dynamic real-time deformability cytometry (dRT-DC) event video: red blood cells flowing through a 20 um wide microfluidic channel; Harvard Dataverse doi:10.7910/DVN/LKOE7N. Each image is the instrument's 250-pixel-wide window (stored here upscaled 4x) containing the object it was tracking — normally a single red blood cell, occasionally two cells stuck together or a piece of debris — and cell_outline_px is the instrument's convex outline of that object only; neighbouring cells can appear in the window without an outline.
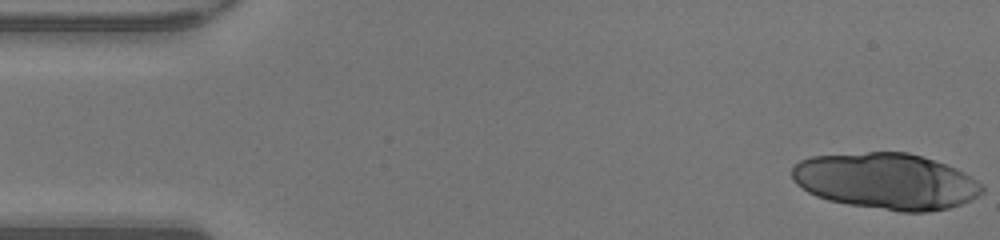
{"species": "human", "species_latin": "Homo sapiens", "temperature_condition": "warm", "stored_images_in_passage": 17, "camera_frame_rate_fps": 3000, "um_per_image_px": 0.085, "donor": {"sex": "male"}, "frame": {"image": 1, "passage_image": 1, "time_ms": 0.0, "image_size_px": [1000, 240], "cell_outline_px": [[984, 192], [972, 200], [948, 208], [928, 212], [900, 212], [848, 204], [828, 200], [816, 196], [808, 192], [796, 184], [792, 180], [792, 168], [800, 160], [812, 156], [868, 152], [908, 152], [956, 168], [964, 172], [976, 180], [984, 188]], "centroid_in_image_um": [75.31, 15.41], "position_along_channel_um": 9.7, "area_um2": 62.25}}